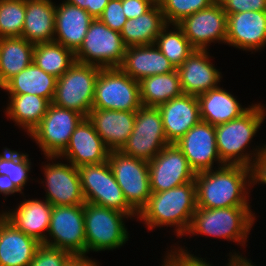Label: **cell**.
Returning <instances> with one entry per match:
<instances>
[{"instance_id":"obj_24","label":"cell","mask_w":266,"mask_h":266,"mask_svg":"<svg viewBox=\"0 0 266 266\" xmlns=\"http://www.w3.org/2000/svg\"><path fill=\"white\" fill-rule=\"evenodd\" d=\"M152 45L129 46L126 48L120 69L136 81L157 74H167L176 68L164 54Z\"/></svg>"},{"instance_id":"obj_39","label":"cell","mask_w":266,"mask_h":266,"mask_svg":"<svg viewBox=\"0 0 266 266\" xmlns=\"http://www.w3.org/2000/svg\"><path fill=\"white\" fill-rule=\"evenodd\" d=\"M71 256L68 251L40 244L29 266H64Z\"/></svg>"},{"instance_id":"obj_20","label":"cell","mask_w":266,"mask_h":266,"mask_svg":"<svg viewBox=\"0 0 266 266\" xmlns=\"http://www.w3.org/2000/svg\"><path fill=\"white\" fill-rule=\"evenodd\" d=\"M136 111L91 109L87 118L110 151H120L134 129Z\"/></svg>"},{"instance_id":"obj_3","label":"cell","mask_w":266,"mask_h":266,"mask_svg":"<svg viewBox=\"0 0 266 266\" xmlns=\"http://www.w3.org/2000/svg\"><path fill=\"white\" fill-rule=\"evenodd\" d=\"M264 114V109L258 104L250 106L239 118L215 126L217 150L223 165H241L259 172L265 148L257 152L254 163H250L249 155L242 152L258 131Z\"/></svg>"},{"instance_id":"obj_41","label":"cell","mask_w":266,"mask_h":266,"mask_svg":"<svg viewBox=\"0 0 266 266\" xmlns=\"http://www.w3.org/2000/svg\"><path fill=\"white\" fill-rule=\"evenodd\" d=\"M226 15L245 11H266V0H217Z\"/></svg>"},{"instance_id":"obj_46","label":"cell","mask_w":266,"mask_h":266,"mask_svg":"<svg viewBox=\"0 0 266 266\" xmlns=\"http://www.w3.org/2000/svg\"><path fill=\"white\" fill-rule=\"evenodd\" d=\"M97 263L86 259L85 255H72L64 266H97Z\"/></svg>"},{"instance_id":"obj_29","label":"cell","mask_w":266,"mask_h":266,"mask_svg":"<svg viewBox=\"0 0 266 266\" xmlns=\"http://www.w3.org/2000/svg\"><path fill=\"white\" fill-rule=\"evenodd\" d=\"M166 25L164 14L156 2L141 16L128 19L120 34L127 47L152 45Z\"/></svg>"},{"instance_id":"obj_48","label":"cell","mask_w":266,"mask_h":266,"mask_svg":"<svg viewBox=\"0 0 266 266\" xmlns=\"http://www.w3.org/2000/svg\"><path fill=\"white\" fill-rule=\"evenodd\" d=\"M231 258L232 259H230L229 266H254L251 264V262H248L246 259L236 254Z\"/></svg>"},{"instance_id":"obj_13","label":"cell","mask_w":266,"mask_h":266,"mask_svg":"<svg viewBox=\"0 0 266 266\" xmlns=\"http://www.w3.org/2000/svg\"><path fill=\"white\" fill-rule=\"evenodd\" d=\"M48 232L54 242L45 240L42 244L60 248L72 255H85L84 205L53 206Z\"/></svg>"},{"instance_id":"obj_2","label":"cell","mask_w":266,"mask_h":266,"mask_svg":"<svg viewBox=\"0 0 266 266\" xmlns=\"http://www.w3.org/2000/svg\"><path fill=\"white\" fill-rule=\"evenodd\" d=\"M196 205L195 181L163 192H151L146 205L137 214L150 230L155 226L176 225L179 236L189 230Z\"/></svg>"},{"instance_id":"obj_7","label":"cell","mask_w":266,"mask_h":266,"mask_svg":"<svg viewBox=\"0 0 266 266\" xmlns=\"http://www.w3.org/2000/svg\"><path fill=\"white\" fill-rule=\"evenodd\" d=\"M142 106L139 82L120 68H101L92 109L137 111Z\"/></svg>"},{"instance_id":"obj_45","label":"cell","mask_w":266,"mask_h":266,"mask_svg":"<svg viewBox=\"0 0 266 266\" xmlns=\"http://www.w3.org/2000/svg\"><path fill=\"white\" fill-rule=\"evenodd\" d=\"M15 192L20 191L15 187L12 180L6 175H0V193L9 195Z\"/></svg>"},{"instance_id":"obj_14","label":"cell","mask_w":266,"mask_h":266,"mask_svg":"<svg viewBox=\"0 0 266 266\" xmlns=\"http://www.w3.org/2000/svg\"><path fill=\"white\" fill-rule=\"evenodd\" d=\"M148 166L151 192H163L193 182L196 175L175 143L166 145Z\"/></svg>"},{"instance_id":"obj_35","label":"cell","mask_w":266,"mask_h":266,"mask_svg":"<svg viewBox=\"0 0 266 266\" xmlns=\"http://www.w3.org/2000/svg\"><path fill=\"white\" fill-rule=\"evenodd\" d=\"M177 28L175 32L166 33V25L157 36L155 43L157 48L177 69L195 50L188 38L184 35L182 29L177 24H172Z\"/></svg>"},{"instance_id":"obj_44","label":"cell","mask_w":266,"mask_h":266,"mask_svg":"<svg viewBox=\"0 0 266 266\" xmlns=\"http://www.w3.org/2000/svg\"><path fill=\"white\" fill-rule=\"evenodd\" d=\"M110 0H89L86 11L94 18H99Z\"/></svg>"},{"instance_id":"obj_31","label":"cell","mask_w":266,"mask_h":266,"mask_svg":"<svg viewBox=\"0 0 266 266\" xmlns=\"http://www.w3.org/2000/svg\"><path fill=\"white\" fill-rule=\"evenodd\" d=\"M33 50L22 37L0 38V88L33 62Z\"/></svg>"},{"instance_id":"obj_11","label":"cell","mask_w":266,"mask_h":266,"mask_svg":"<svg viewBox=\"0 0 266 266\" xmlns=\"http://www.w3.org/2000/svg\"><path fill=\"white\" fill-rule=\"evenodd\" d=\"M85 117L73 110L50 103L41 122L30 133L48 158H58L71 135Z\"/></svg>"},{"instance_id":"obj_33","label":"cell","mask_w":266,"mask_h":266,"mask_svg":"<svg viewBox=\"0 0 266 266\" xmlns=\"http://www.w3.org/2000/svg\"><path fill=\"white\" fill-rule=\"evenodd\" d=\"M10 99L6 113L28 133L41 122L50 104L46 98L32 94L10 95Z\"/></svg>"},{"instance_id":"obj_16","label":"cell","mask_w":266,"mask_h":266,"mask_svg":"<svg viewBox=\"0 0 266 266\" xmlns=\"http://www.w3.org/2000/svg\"><path fill=\"white\" fill-rule=\"evenodd\" d=\"M175 145L195 173L211 170L216 160L222 163L217 150L215 126L208 122L200 120Z\"/></svg>"},{"instance_id":"obj_1","label":"cell","mask_w":266,"mask_h":266,"mask_svg":"<svg viewBox=\"0 0 266 266\" xmlns=\"http://www.w3.org/2000/svg\"><path fill=\"white\" fill-rule=\"evenodd\" d=\"M195 175L196 205L203 208L249 207L245 191L246 178L257 181V172L241 165H222ZM245 194V195H244Z\"/></svg>"},{"instance_id":"obj_17","label":"cell","mask_w":266,"mask_h":266,"mask_svg":"<svg viewBox=\"0 0 266 266\" xmlns=\"http://www.w3.org/2000/svg\"><path fill=\"white\" fill-rule=\"evenodd\" d=\"M44 169L48 188L46 200L52 206L85 204L79 172L74 165L49 164Z\"/></svg>"},{"instance_id":"obj_9","label":"cell","mask_w":266,"mask_h":266,"mask_svg":"<svg viewBox=\"0 0 266 266\" xmlns=\"http://www.w3.org/2000/svg\"><path fill=\"white\" fill-rule=\"evenodd\" d=\"M85 202L132 216L136 212L126 202L108 161L77 168Z\"/></svg>"},{"instance_id":"obj_42","label":"cell","mask_w":266,"mask_h":266,"mask_svg":"<svg viewBox=\"0 0 266 266\" xmlns=\"http://www.w3.org/2000/svg\"><path fill=\"white\" fill-rule=\"evenodd\" d=\"M157 0H122V8L127 19H133L147 12Z\"/></svg>"},{"instance_id":"obj_40","label":"cell","mask_w":266,"mask_h":266,"mask_svg":"<svg viewBox=\"0 0 266 266\" xmlns=\"http://www.w3.org/2000/svg\"><path fill=\"white\" fill-rule=\"evenodd\" d=\"M99 19L110 29L121 32L128 20L122 8V0H110Z\"/></svg>"},{"instance_id":"obj_15","label":"cell","mask_w":266,"mask_h":266,"mask_svg":"<svg viewBox=\"0 0 266 266\" xmlns=\"http://www.w3.org/2000/svg\"><path fill=\"white\" fill-rule=\"evenodd\" d=\"M177 25L195 50H207V43L215 40L226 43L227 15L218 1L183 18Z\"/></svg>"},{"instance_id":"obj_4","label":"cell","mask_w":266,"mask_h":266,"mask_svg":"<svg viewBox=\"0 0 266 266\" xmlns=\"http://www.w3.org/2000/svg\"><path fill=\"white\" fill-rule=\"evenodd\" d=\"M251 212L250 207H197L187 233L206 234L245 243L255 218Z\"/></svg>"},{"instance_id":"obj_21","label":"cell","mask_w":266,"mask_h":266,"mask_svg":"<svg viewBox=\"0 0 266 266\" xmlns=\"http://www.w3.org/2000/svg\"><path fill=\"white\" fill-rule=\"evenodd\" d=\"M226 43L258 50L266 44V11H245L227 15Z\"/></svg>"},{"instance_id":"obj_38","label":"cell","mask_w":266,"mask_h":266,"mask_svg":"<svg viewBox=\"0 0 266 266\" xmlns=\"http://www.w3.org/2000/svg\"><path fill=\"white\" fill-rule=\"evenodd\" d=\"M217 0H157L167 24H177L183 18L208 8Z\"/></svg>"},{"instance_id":"obj_30","label":"cell","mask_w":266,"mask_h":266,"mask_svg":"<svg viewBox=\"0 0 266 266\" xmlns=\"http://www.w3.org/2000/svg\"><path fill=\"white\" fill-rule=\"evenodd\" d=\"M56 84V77L47 74L32 62L24 70L12 77L2 89L8 91L10 95H37L46 98L52 103Z\"/></svg>"},{"instance_id":"obj_43","label":"cell","mask_w":266,"mask_h":266,"mask_svg":"<svg viewBox=\"0 0 266 266\" xmlns=\"http://www.w3.org/2000/svg\"><path fill=\"white\" fill-rule=\"evenodd\" d=\"M172 253H169L167 258L175 266H211L206 261H203L202 258L199 259L197 257H194V256L188 254V252L183 251L182 248L180 250H178V252H176V253L172 252ZM228 266H229V264H228Z\"/></svg>"},{"instance_id":"obj_6","label":"cell","mask_w":266,"mask_h":266,"mask_svg":"<svg viewBox=\"0 0 266 266\" xmlns=\"http://www.w3.org/2000/svg\"><path fill=\"white\" fill-rule=\"evenodd\" d=\"M126 48L120 32L110 29L99 18L93 19L75 53V61L100 68H119Z\"/></svg>"},{"instance_id":"obj_18","label":"cell","mask_w":266,"mask_h":266,"mask_svg":"<svg viewBox=\"0 0 266 266\" xmlns=\"http://www.w3.org/2000/svg\"><path fill=\"white\" fill-rule=\"evenodd\" d=\"M109 153L110 150L86 117L76 127L69 144L58 157L65 155L69 162L78 168L108 161Z\"/></svg>"},{"instance_id":"obj_27","label":"cell","mask_w":266,"mask_h":266,"mask_svg":"<svg viewBox=\"0 0 266 266\" xmlns=\"http://www.w3.org/2000/svg\"><path fill=\"white\" fill-rule=\"evenodd\" d=\"M52 208L53 206L47 200L45 202L27 200L21 203L14 212H7L2 215L20 231L42 244L47 240L42 232L49 230Z\"/></svg>"},{"instance_id":"obj_28","label":"cell","mask_w":266,"mask_h":266,"mask_svg":"<svg viewBox=\"0 0 266 266\" xmlns=\"http://www.w3.org/2000/svg\"><path fill=\"white\" fill-rule=\"evenodd\" d=\"M200 119L214 126L239 118L249 108H242L237 100L221 88H213L197 96Z\"/></svg>"},{"instance_id":"obj_37","label":"cell","mask_w":266,"mask_h":266,"mask_svg":"<svg viewBox=\"0 0 266 266\" xmlns=\"http://www.w3.org/2000/svg\"><path fill=\"white\" fill-rule=\"evenodd\" d=\"M27 157L28 155L19 154L7 148L0 155V175L8 176L20 193L28 179L30 170V162Z\"/></svg>"},{"instance_id":"obj_49","label":"cell","mask_w":266,"mask_h":266,"mask_svg":"<svg viewBox=\"0 0 266 266\" xmlns=\"http://www.w3.org/2000/svg\"><path fill=\"white\" fill-rule=\"evenodd\" d=\"M66 2L76 5L77 7L87 9L89 6V0H67Z\"/></svg>"},{"instance_id":"obj_25","label":"cell","mask_w":266,"mask_h":266,"mask_svg":"<svg viewBox=\"0 0 266 266\" xmlns=\"http://www.w3.org/2000/svg\"><path fill=\"white\" fill-rule=\"evenodd\" d=\"M40 244L0 216V266H29Z\"/></svg>"},{"instance_id":"obj_32","label":"cell","mask_w":266,"mask_h":266,"mask_svg":"<svg viewBox=\"0 0 266 266\" xmlns=\"http://www.w3.org/2000/svg\"><path fill=\"white\" fill-rule=\"evenodd\" d=\"M142 106L158 107L183 94L177 69L167 74H157L139 81Z\"/></svg>"},{"instance_id":"obj_34","label":"cell","mask_w":266,"mask_h":266,"mask_svg":"<svg viewBox=\"0 0 266 266\" xmlns=\"http://www.w3.org/2000/svg\"><path fill=\"white\" fill-rule=\"evenodd\" d=\"M33 62L47 74L62 76L74 63L75 54L55 41L34 44Z\"/></svg>"},{"instance_id":"obj_23","label":"cell","mask_w":266,"mask_h":266,"mask_svg":"<svg viewBox=\"0 0 266 266\" xmlns=\"http://www.w3.org/2000/svg\"><path fill=\"white\" fill-rule=\"evenodd\" d=\"M94 18L83 8L65 1L55 11L54 41L60 43L74 54L81 47L89 25Z\"/></svg>"},{"instance_id":"obj_19","label":"cell","mask_w":266,"mask_h":266,"mask_svg":"<svg viewBox=\"0 0 266 266\" xmlns=\"http://www.w3.org/2000/svg\"><path fill=\"white\" fill-rule=\"evenodd\" d=\"M162 116L166 139L176 143L200 119L197 96L182 94L157 107Z\"/></svg>"},{"instance_id":"obj_22","label":"cell","mask_w":266,"mask_h":266,"mask_svg":"<svg viewBox=\"0 0 266 266\" xmlns=\"http://www.w3.org/2000/svg\"><path fill=\"white\" fill-rule=\"evenodd\" d=\"M207 50H194L177 68L183 94L198 96L217 88L220 72L209 62Z\"/></svg>"},{"instance_id":"obj_47","label":"cell","mask_w":266,"mask_h":266,"mask_svg":"<svg viewBox=\"0 0 266 266\" xmlns=\"http://www.w3.org/2000/svg\"><path fill=\"white\" fill-rule=\"evenodd\" d=\"M264 147H265L264 157H263L260 170L257 173V181H260L261 183L266 184V145Z\"/></svg>"},{"instance_id":"obj_10","label":"cell","mask_w":266,"mask_h":266,"mask_svg":"<svg viewBox=\"0 0 266 266\" xmlns=\"http://www.w3.org/2000/svg\"><path fill=\"white\" fill-rule=\"evenodd\" d=\"M108 162L126 202L138 214L151 195L148 161L110 151Z\"/></svg>"},{"instance_id":"obj_5","label":"cell","mask_w":266,"mask_h":266,"mask_svg":"<svg viewBox=\"0 0 266 266\" xmlns=\"http://www.w3.org/2000/svg\"><path fill=\"white\" fill-rule=\"evenodd\" d=\"M100 67L76 62L57 78L52 103L82 114L85 118L92 109L95 84Z\"/></svg>"},{"instance_id":"obj_26","label":"cell","mask_w":266,"mask_h":266,"mask_svg":"<svg viewBox=\"0 0 266 266\" xmlns=\"http://www.w3.org/2000/svg\"><path fill=\"white\" fill-rule=\"evenodd\" d=\"M55 11L51 0H26L21 37L33 44L54 41Z\"/></svg>"},{"instance_id":"obj_12","label":"cell","mask_w":266,"mask_h":266,"mask_svg":"<svg viewBox=\"0 0 266 266\" xmlns=\"http://www.w3.org/2000/svg\"><path fill=\"white\" fill-rule=\"evenodd\" d=\"M168 144L159 109L141 106L136 111L134 129L120 151L149 162Z\"/></svg>"},{"instance_id":"obj_50","label":"cell","mask_w":266,"mask_h":266,"mask_svg":"<svg viewBox=\"0 0 266 266\" xmlns=\"http://www.w3.org/2000/svg\"><path fill=\"white\" fill-rule=\"evenodd\" d=\"M164 266H175L168 258L165 259Z\"/></svg>"},{"instance_id":"obj_36","label":"cell","mask_w":266,"mask_h":266,"mask_svg":"<svg viewBox=\"0 0 266 266\" xmlns=\"http://www.w3.org/2000/svg\"><path fill=\"white\" fill-rule=\"evenodd\" d=\"M26 0H0V38L21 37Z\"/></svg>"},{"instance_id":"obj_8","label":"cell","mask_w":266,"mask_h":266,"mask_svg":"<svg viewBox=\"0 0 266 266\" xmlns=\"http://www.w3.org/2000/svg\"><path fill=\"white\" fill-rule=\"evenodd\" d=\"M126 215L123 212L85 202L86 253L89 250H110L122 246L128 240L127 229L122 223V218Z\"/></svg>"}]
</instances>
